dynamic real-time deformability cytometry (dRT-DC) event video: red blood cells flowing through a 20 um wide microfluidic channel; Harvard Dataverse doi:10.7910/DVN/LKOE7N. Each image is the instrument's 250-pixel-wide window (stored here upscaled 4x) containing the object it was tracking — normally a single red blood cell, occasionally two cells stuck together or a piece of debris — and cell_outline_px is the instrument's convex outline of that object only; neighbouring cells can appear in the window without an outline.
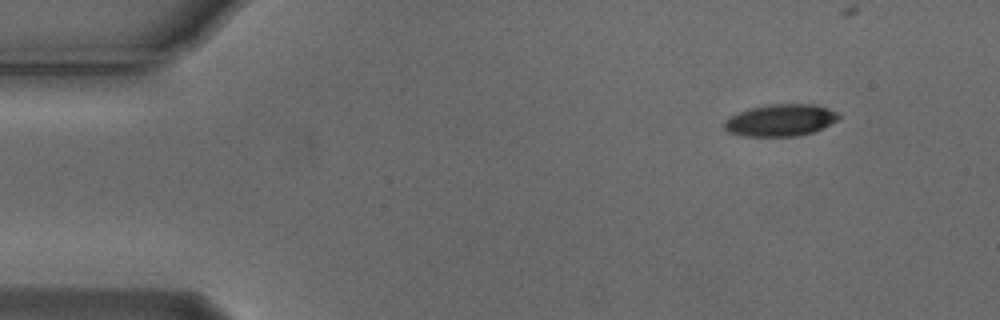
{"species": "Egyptian fruit bat (a non-hibernating species)", "species_latin": "Rousettus aegyptiacus", "temperature_condition": "cold", "stored_images_in_passage": 4, "camera_frame_rate_fps": 3000, "um_per_image_px": 0.085, "animal": {"sex": "male"}, "frame": {"image": 1, "passage_image": 1, "time_ms": 0.0, "image_size_px": [1000, 320], "cell_outline_px": [[840, 116], [836, 120], [812, 132], [796, 136], [744, 136], [728, 132], [724, 128], [724, 120], [748, 108], [772, 104], [816, 104], [828, 108], [836, 112]], "centroid_in_image_um": [66.31, 10.21], "position_along_channel_um": 18.7, "area_um2": 21.04}}
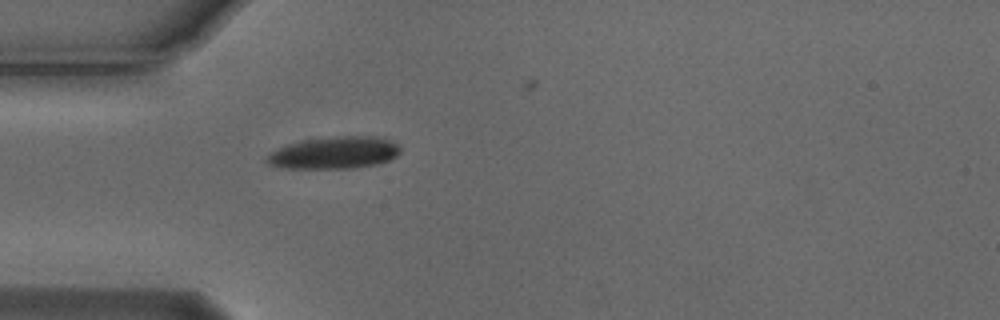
{"frame": {"image": 2, "passage_image": 4, "time_ms": 1.0, "image_size_px": [1000, 320], "cell_outline_px": [[400, 152], [392, 160], [376, 164], [352, 168], [288, 168], [268, 164], [264, 160], [264, 156], [268, 152], [276, 148], [288, 144], [304, 140], [332, 136], [384, 136], [396, 144], [400, 148]], "centroid_in_image_um": [28.4, 12.97], "position_along_channel_um": 56.6, "area_um2": 25.32}}